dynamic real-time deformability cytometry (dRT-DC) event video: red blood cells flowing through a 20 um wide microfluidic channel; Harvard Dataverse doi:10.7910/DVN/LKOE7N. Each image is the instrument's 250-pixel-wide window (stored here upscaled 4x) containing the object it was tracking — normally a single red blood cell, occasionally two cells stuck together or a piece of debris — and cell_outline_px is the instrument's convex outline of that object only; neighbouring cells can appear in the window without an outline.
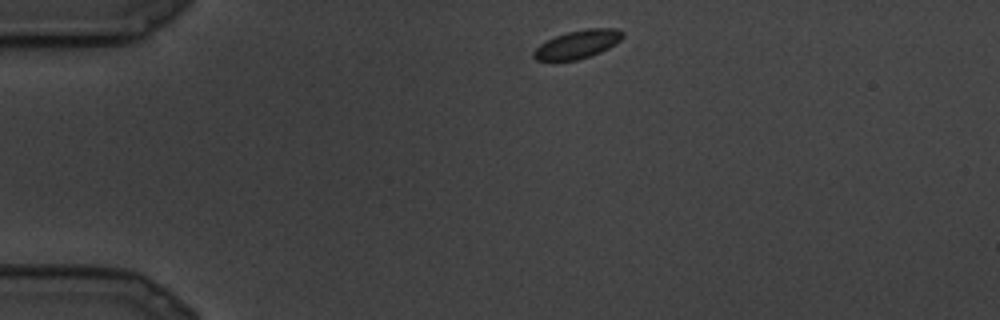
{"species": "common noctule bat (a hibernating species)", "species_latin": "Nyctalus noctula", "temperature_condition": "cold", "stored_images_in_passage": 10, "camera_frame_rate_fps": 3000, "um_per_image_px": 0.085, "animal": {"sex": "male", "body_mass_g": 19.5, "forearm_length_mm": 54.6}, "frame": {"image": 1, "passage_image": 1, "time_ms": 0.0, "image_size_px": [1000, 320], "cell_outline_px": [[624, 36], [616, 44], [600, 52], [576, 60], [536, 60], [532, 56], [532, 52], [540, 44], [556, 36], [568, 32], [588, 28], [616, 28], [624, 32]], "centroid_in_image_um": [49.12, 3.75], "position_along_channel_um": 35.9, "area_um2": 14.51}}
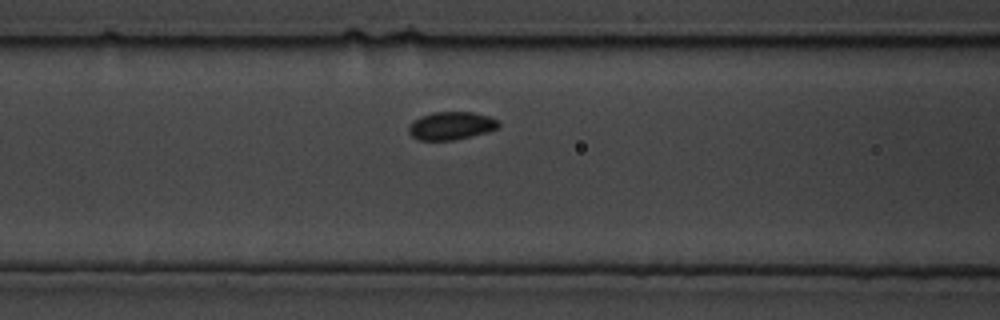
{"frame": {"image": 2, "passage_image": 7, "time_ms": 2.0, "image_size_px": [1000, 320], "cell_outline_px": [[500, 124], [496, 128], [488, 132], [472, 136], [452, 140], [420, 140], [412, 136], [408, 132], [408, 128], [420, 116], [432, 112], [472, 112], [488, 116], [496, 120]], "centroid_in_image_um": [38.35, 10.69], "position_along_channel_um": 128.3, "area_um2": 14.45}}
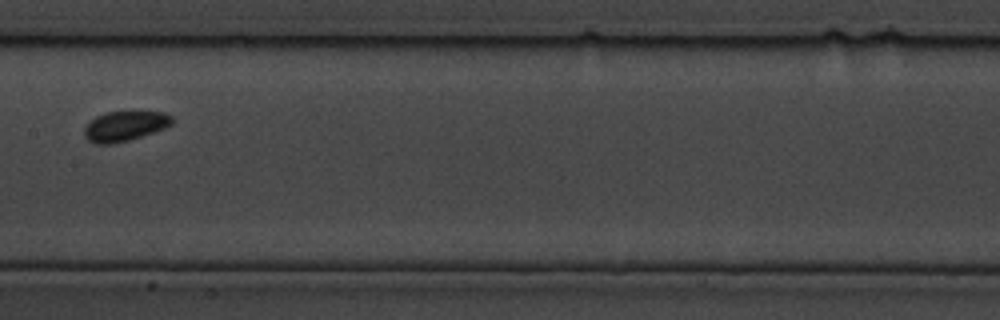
{"frame": {"image": 3, "passage_image": 9, "time_ms": 2.667, "image_size_px": [1000, 320], "cell_outline_px": [[172, 124], [164, 128], [128, 140], [112, 144], [96, 144], [88, 140], [84, 136], [84, 128], [96, 116], [108, 112], [164, 112], [172, 116]], "centroid_in_image_um": [10.59, 10.72], "position_along_channel_um": 196.8, "area_um2": 15.03}}